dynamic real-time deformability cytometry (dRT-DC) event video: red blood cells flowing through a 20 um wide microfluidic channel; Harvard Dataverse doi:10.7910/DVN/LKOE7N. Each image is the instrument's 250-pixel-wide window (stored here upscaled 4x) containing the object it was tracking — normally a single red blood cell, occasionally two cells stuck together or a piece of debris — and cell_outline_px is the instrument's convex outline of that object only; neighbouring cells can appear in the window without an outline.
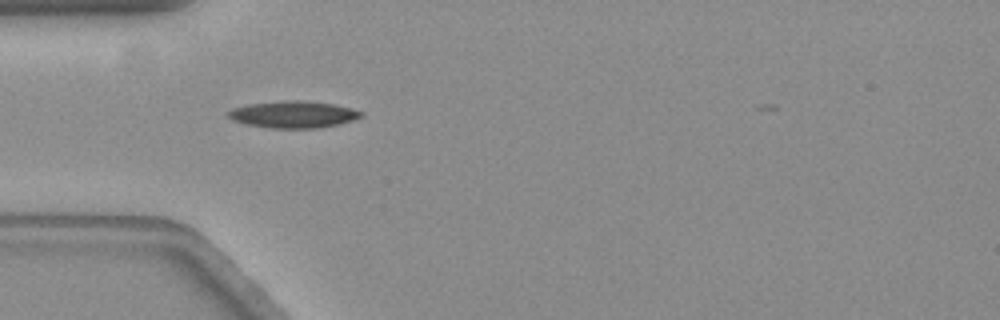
{"species": "common noctule bat (a hibernating species)", "species_latin": "Nyctalus noctula", "temperature_condition": "warm", "stored_images_in_passage": 33, "camera_frame_rate_fps": 3000, "um_per_image_px": 0.085, "animal": {"sex": "female", "body_mass_g": 19.3, "forearm_length_mm": 54.1}, "frame": {"image": 1, "passage_image": 1, "time_ms": 0.0, "image_size_px": [1000, 320], "cell_outline_px": [[364, 116], [352, 120], [336, 124], [316, 128], [268, 128], [244, 124], [232, 120], [228, 116], [228, 112], [232, 108], [248, 104], [280, 100], [300, 100], [332, 104], [352, 108], [364, 112]], "centroid_in_image_um": [24.9, 9.72], "position_along_channel_um": 60.1, "area_um2": 20.87}, "authors_computed_cell_mechanics": {"area_um2": 19.8832, "velocity_mm_per_s": 3.5482, "shape_relaxation_time_tau1_ms": 11.3077, "shape_relaxation_time_tau2_ms": 8.9088, "deformation_change_tau1": 0.247, "deformation_change_tau2": 0.1791}}